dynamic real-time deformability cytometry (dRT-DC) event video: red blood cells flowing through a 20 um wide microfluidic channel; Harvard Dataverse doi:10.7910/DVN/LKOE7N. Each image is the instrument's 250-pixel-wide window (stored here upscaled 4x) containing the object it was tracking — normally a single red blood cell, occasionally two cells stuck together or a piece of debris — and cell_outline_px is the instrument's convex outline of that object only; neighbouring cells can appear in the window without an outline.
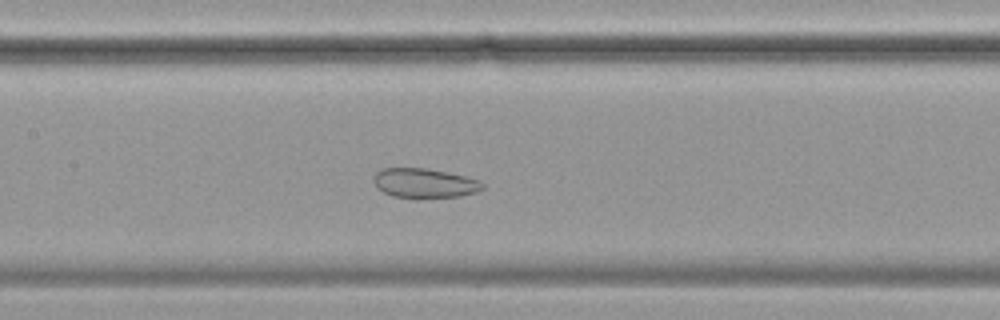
{"species": "common noctule bat (a hibernating species)", "species_latin": "Nyctalus noctula", "temperature_condition": "cold", "stored_images_in_passage": 57, "camera_frame_rate_fps": 3000, "um_per_image_px": 0.085, "animal": {"sex": "female", "body_mass_g": 19.9}, "frame": {"image": 1, "passage_image": 25, "time_ms": 8.0, "image_size_px": [1000, 320], "cell_outline_px": [[484, 188], [476, 192], [460, 196], [420, 200], [416, 200], [392, 196], [384, 192], [376, 184], [376, 172], [380, 168], [424, 168], [464, 176], [480, 180], [484, 184]], "centroid_in_image_um": [36.12, 15.61], "position_along_channel_um": 171.3, "area_um2": 18.96}}
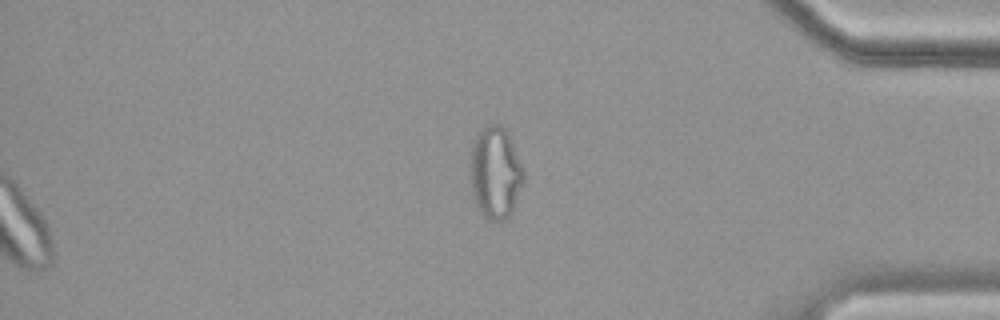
{"frame": {"image": 2, "passage_image": 57, "time_ms": 18.667, "image_size_px": [1000, 320], "cell_outline_px": [[524, 180], [512, 208], [508, 216], [504, 220], [492, 220], [484, 216], [476, 208], [472, 192], [472, 140], [480, 128], [488, 124], [500, 124], [508, 132], [524, 168]], "centroid_in_image_um": [42.11, 14.63], "position_along_channel_um": 393.1, "area_um2": 28.44}, "authors_computed_cell_mechanics": {"area_um2": 28.0908, "velocity_mm_per_s": 3.4347, "shape_relaxation_time_tau1_ms": null, "shape_relaxation_time_tau2_ms": 1.3209, "deformation_change_tau1": null, "deformation_change_tau2": 0.0503}}